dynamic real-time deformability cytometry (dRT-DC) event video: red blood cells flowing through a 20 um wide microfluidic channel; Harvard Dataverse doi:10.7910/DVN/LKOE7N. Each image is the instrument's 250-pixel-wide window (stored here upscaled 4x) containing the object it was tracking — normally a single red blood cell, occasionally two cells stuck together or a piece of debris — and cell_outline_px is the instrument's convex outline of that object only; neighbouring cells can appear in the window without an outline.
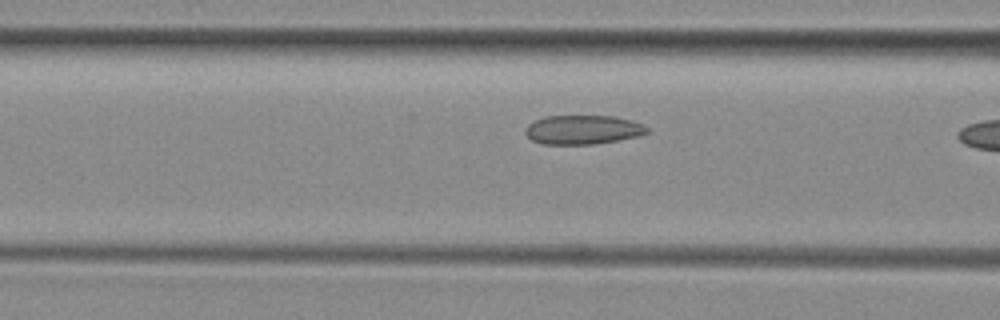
{"species": "common noctule bat (a hibernating species)", "species_latin": "Nyctalus noctula", "temperature_condition": "room temperature", "stored_images_in_passage": 7, "segment_of_instrument_passage": [1, 3], "camera_frame_rate_fps": 3000, "um_per_image_px": 0.085, "animal": {"sex": "female", "body_mass_g": 29.2, "forearm_length_mm": 56.3}, "frame": {"image": 1, "passage_image": 5, "time_ms": 5.667, "image_size_px": [1000, 320], "cell_outline_px": [[648, 132], [640, 136], [596, 144], [540, 144], [532, 140], [524, 132], [528, 124], [544, 116], [616, 116], [632, 120], [644, 124], [648, 128]], "centroid_in_image_um": [49.57, 11.02], "position_along_channel_um": 117.0, "area_um2": 20.81}}